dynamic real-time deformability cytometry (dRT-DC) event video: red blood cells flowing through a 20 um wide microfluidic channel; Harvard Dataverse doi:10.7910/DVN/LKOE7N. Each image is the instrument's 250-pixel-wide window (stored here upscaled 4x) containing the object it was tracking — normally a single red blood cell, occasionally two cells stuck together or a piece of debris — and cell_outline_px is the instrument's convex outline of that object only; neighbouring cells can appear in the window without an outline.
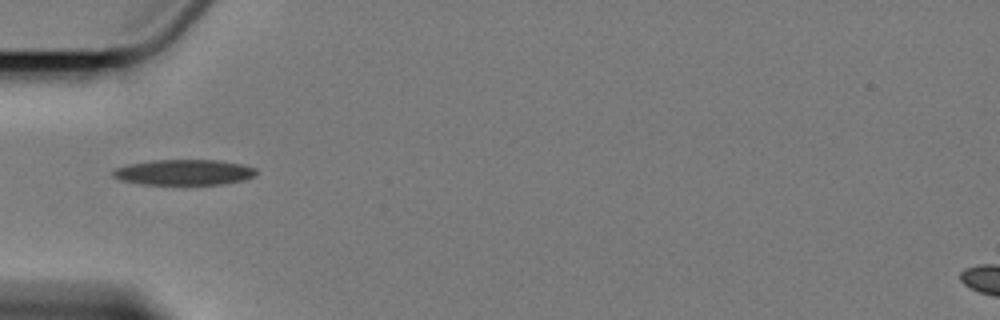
{"species": "Egyptian fruit bat (a non-hibernating species)", "species_latin": "Rousettus aegyptiacus", "temperature_condition": "cold", "stored_images_in_passage": 6, "camera_frame_rate_fps": 3000, "um_per_image_px": 0.085, "animal": {"sex": "female"}, "frame": {"image": 1, "passage_image": 1, "time_ms": 0.0, "image_size_px": [1000, 320], "cell_outline_px": [[256, 176], [244, 180], [220, 184], [140, 184], [120, 180], [112, 176], [112, 172], [116, 168], [128, 164], [152, 160], [220, 160], [240, 164], [256, 168]], "centroid_in_image_um": [15.63, 14.64], "position_along_channel_um": 69.4, "area_um2": 21.33}}
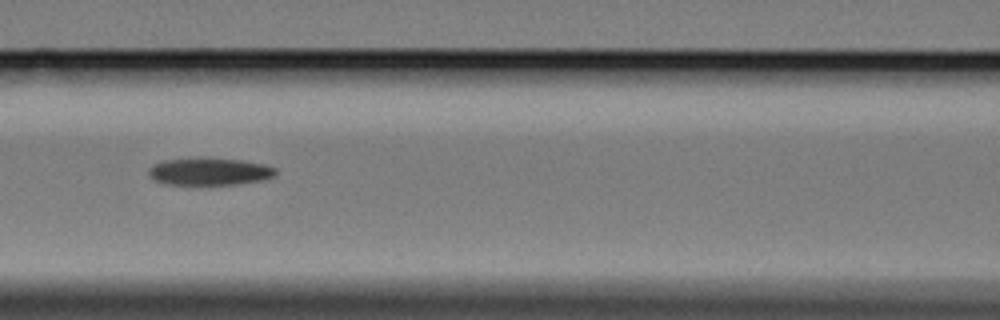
{"frame": {"image": 2, "passage_image": 3, "time_ms": 2.333, "image_size_px": [1000, 320], "cell_outline_px": [[276, 176], [264, 180], [236, 184], [164, 184], [152, 180], [148, 176], [148, 168], [152, 164], [164, 160], [196, 156], [204, 156], [244, 160], [264, 164], [276, 168]], "centroid_in_image_um": [17.77, 14.55], "position_along_channel_um": 148.8, "area_um2": 21.04}}
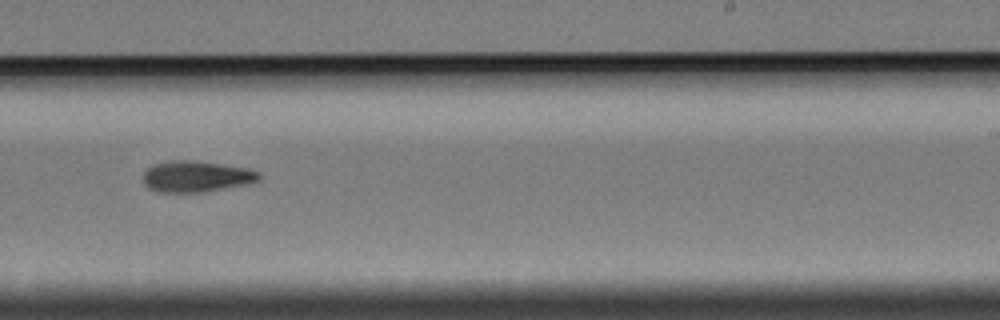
{"frame": {"image": 3, "passage_image": 6, "time_ms": 6.0, "image_size_px": [1000, 320], "cell_outline_px": [[260, 180], [248, 184], [204, 192], [156, 192], [148, 188], [144, 184], [144, 172], [152, 164], [168, 160], [196, 160], [248, 168], [260, 172]], "centroid_in_image_um": [16.68, 14.99], "position_along_channel_um": 272.3, "area_um2": 21.33}}